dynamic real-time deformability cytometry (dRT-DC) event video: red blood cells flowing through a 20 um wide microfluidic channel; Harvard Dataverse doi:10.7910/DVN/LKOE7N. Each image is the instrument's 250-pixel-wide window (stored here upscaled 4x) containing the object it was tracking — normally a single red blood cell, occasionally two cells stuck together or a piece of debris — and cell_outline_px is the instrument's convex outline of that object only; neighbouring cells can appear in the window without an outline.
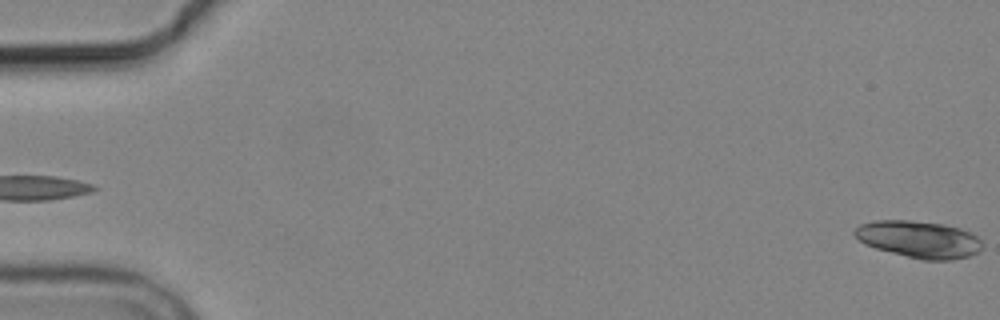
{"species": "common noctule bat (a hibernating species)", "species_latin": "Nyctalus noctula", "temperature_condition": "cold", "stored_images_in_passage": 3, "segment_of_instrument_passage": [2, 2], "camera_frame_rate_fps": 3000, "um_per_image_px": 0.085, "animal": {"sex": "male", "body_mass_g": 19.2, "forearm_length_mm": 51.8}, "frame": {"image": 1, "passage_image": 3, "time_ms": 3.333, "image_size_px": [1000, 320], "cell_outline_px": [[980, 248], [976, 252], [968, 256], [952, 260], [920, 260], [876, 248], [864, 244], [852, 232], [860, 224], [876, 220], [908, 220], [944, 224], [960, 228], [976, 236], [980, 240]], "centroid_in_image_um": [78.07, 20.34], "position_along_channel_um": 6.9, "area_um2": 27.28}}